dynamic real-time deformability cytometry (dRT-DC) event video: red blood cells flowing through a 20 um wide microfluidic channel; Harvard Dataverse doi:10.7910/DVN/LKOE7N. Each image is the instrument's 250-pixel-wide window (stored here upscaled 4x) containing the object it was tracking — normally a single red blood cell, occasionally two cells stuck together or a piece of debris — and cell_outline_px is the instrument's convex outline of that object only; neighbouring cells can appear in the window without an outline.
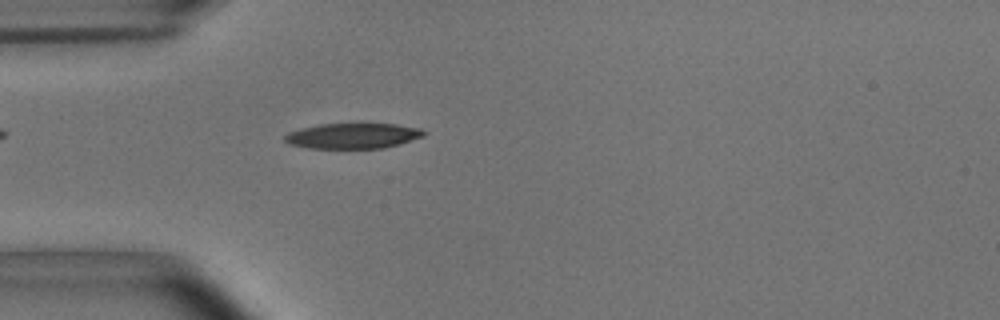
{"species": "common noctule bat (a hibernating species)", "species_latin": "Nyctalus noctula", "temperature_condition": "room temperature", "stored_images_in_passage": 54, "camera_frame_rate_fps": 3000, "um_per_image_px": 0.085, "animal": {"sex": "male", "body_mass_g": 15.6}, "frame": {"image": 1, "passage_image": 16, "time_ms": 5.0, "image_size_px": [1000, 320], "cell_outline_px": [[428, 132], [424, 136], [400, 144], [384, 148], [308, 148], [288, 144], [284, 140], [284, 136], [288, 132], [300, 128], [320, 124], [396, 124], [420, 128]], "centroid_in_image_um": [30.0, 11.55], "position_along_channel_um": 55.0, "area_um2": 20.69}}
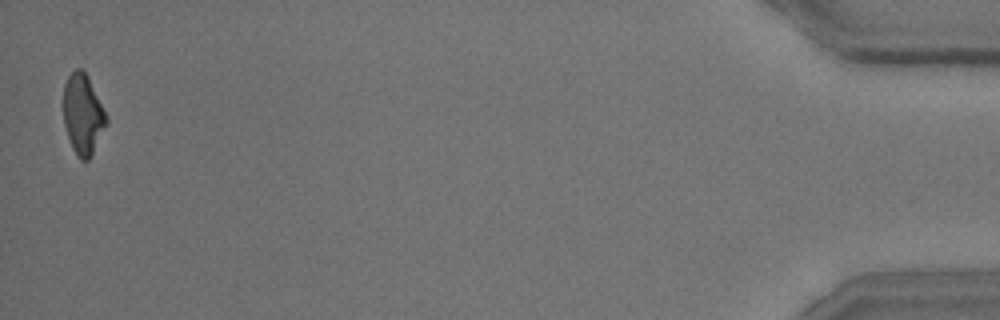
{"frame": {"image": 2, "passage_image": 54, "time_ms": 17.667, "image_size_px": [1000, 320], "cell_outline_px": [[108, 124], [88, 160], [80, 160], [76, 156], [72, 148], [64, 124], [64, 84], [68, 76], [76, 68], [80, 68], [88, 76], [108, 116]], "centroid_in_image_um": [7.06, 9.72], "position_along_channel_um": 428.1, "area_um2": 20.11}, "authors_computed_cell_mechanics": {"area_um2": 20.8947, "velocity_mm_per_s": 3.6961, "shape_relaxation_time_tau1_ms": 4.3898, "shape_relaxation_time_tau2_ms": 2.3912, "deformation_change_tau1": 0.1895, "deformation_change_tau2": 0.1163}}